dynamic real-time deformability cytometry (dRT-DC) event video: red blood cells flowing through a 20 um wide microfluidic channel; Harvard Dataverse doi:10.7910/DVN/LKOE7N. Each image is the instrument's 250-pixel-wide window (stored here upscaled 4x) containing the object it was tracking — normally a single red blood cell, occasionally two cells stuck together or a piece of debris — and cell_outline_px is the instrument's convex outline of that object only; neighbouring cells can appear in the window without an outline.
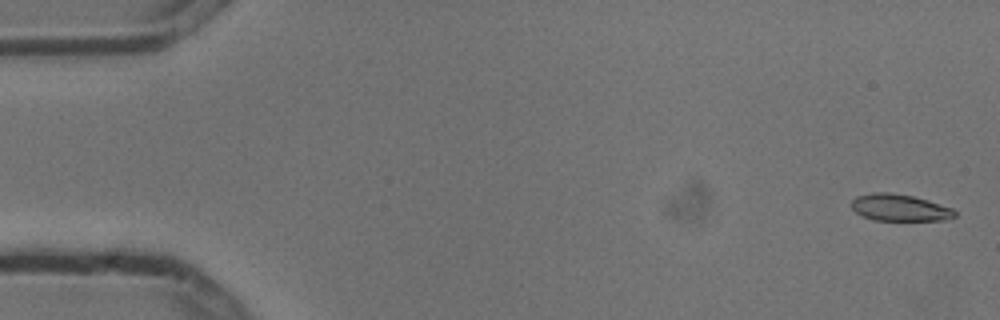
{"species": "common noctule bat (a hibernating species)", "species_latin": "Nyctalus noctula", "temperature_condition": "cold", "stored_images_in_passage": 5, "camera_frame_rate_fps": 3000, "um_per_image_px": 0.085, "animal": {"sex": "male", "body_mass_g": 13.3}, "frame": {"image": 1, "passage_image": 1, "time_ms": 0.0, "image_size_px": [1000, 320], "cell_outline_px": [[956, 216], [948, 220], [872, 220], [856, 212], [852, 208], [852, 200], [856, 196], [872, 192], [892, 192], [912, 196], [928, 200], [952, 208], [956, 212]], "centroid_in_image_um": [76.48, 17.64], "position_along_channel_um": 8.5, "area_um2": 16.18}}
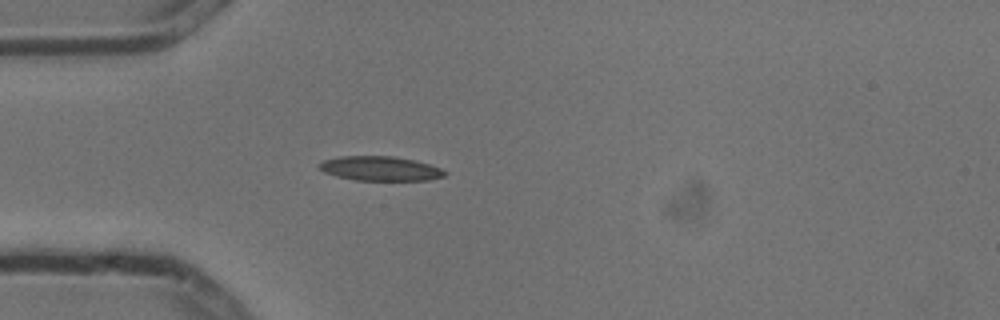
{"frame": {"image": 2, "passage_image": 5, "time_ms": 1.333, "image_size_px": [1000, 320], "cell_outline_px": [[448, 172], [444, 176], [428, 180], [356, 180], [336, 176], [324, 172], [320, 168], [320, 164], [324, 160], [340, 156], [392, 156], [412, 160], [428, 164], [440, 168]], "centroid_in_image_um": [32.32, 14.33], "position_along_channel_um": 52.7, "area_um2": 17.63}}